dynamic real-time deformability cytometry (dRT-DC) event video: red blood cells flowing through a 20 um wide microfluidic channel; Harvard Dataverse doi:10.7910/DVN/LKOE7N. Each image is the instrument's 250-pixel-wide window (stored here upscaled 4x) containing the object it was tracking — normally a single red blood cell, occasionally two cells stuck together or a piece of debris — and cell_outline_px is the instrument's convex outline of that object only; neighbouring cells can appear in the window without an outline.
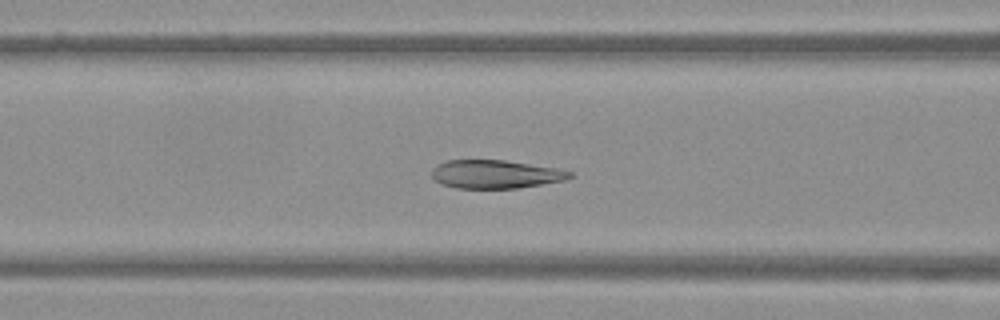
{"species": "Egyptian fruit bat (a non-hibernating species)", "species_latin": "Rousettus aegyptiacus", "temperature_condition": "warm", "stored_images_in_passage": 43, "camera_frame_rate_fps": 3000, "um_per_image_px": 0.085, "frame": {"image": 1, "passage_image": 12, "time_ms": 3.667, "image_size_px": [1000, 320], "cell_outline_px": [[572, 176], [564, 180], [516, 188], [456, 188], [440, 184], [432, 176], [432, 168], [436, 164], [448, 160], [504, 160], [556, 168], [572, 172]], "centroid_in_image_um": [42.06, 14.8], "position_along_channel_um": 124.5, "area_um2": 22.66}}
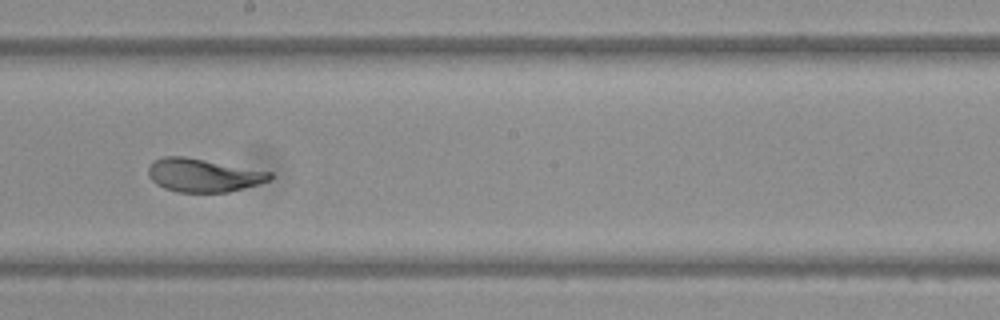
{"frame": {"image": 2, "passage_image": 20, "time_ms": 6.333, "image_size_px": [1000, 320], "cell_outline_px": [[272, 176], [268, 180], [260, 184], [228, 192], [176, 192], [164, 188], [156, 184], [148, 176], [148, 168], [156, 160], [164, 156], [184, 156], [272, 172]], "centroid_in_image_um": [17.27, 14.9], "position_along_channel_um": 230.9, "area_um2": 23.47}}
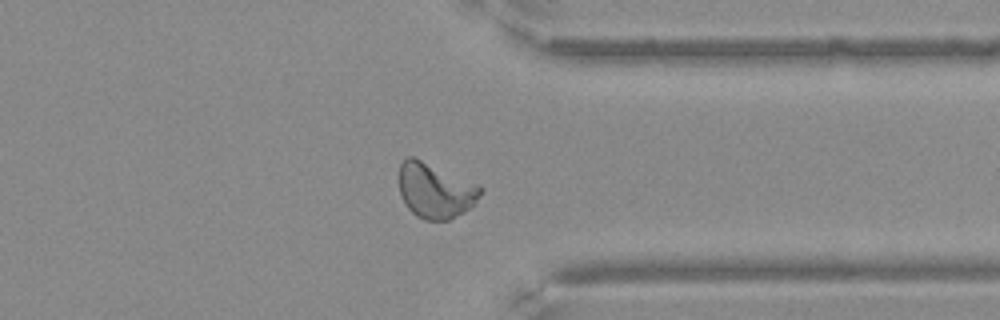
{"frame": {"image": 3, "passage_image": 31, "time_ms": 10.0, "image_size_px": [1000, 320], "cell_outline_px": [[484, 192], [476, 204], [464, 212], [448, 220], [424, 220], [416, 216], [404, 204], [400, 192], [400, 164], [408, 156], [412, 156], [480, 184], [484, 188]], "centroid_in_image_um": [37.06, 16.21], "position_along_channel_um": 374.3, "area_um2": 26.47}}